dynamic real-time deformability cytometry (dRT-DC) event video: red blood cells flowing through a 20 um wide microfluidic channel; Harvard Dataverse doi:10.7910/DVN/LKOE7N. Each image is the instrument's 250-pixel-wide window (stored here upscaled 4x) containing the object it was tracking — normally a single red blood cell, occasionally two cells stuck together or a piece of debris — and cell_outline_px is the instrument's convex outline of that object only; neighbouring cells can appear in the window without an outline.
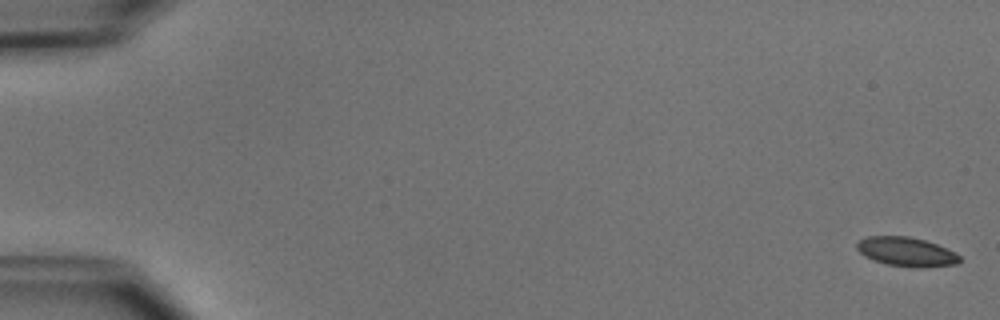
{"species": "common noctule bat (a hibernating species)", "species_latin": "Nyctalus noctula", "temperature_condition": "cold", "stored_images_in_passage": 7, "camera_frame_rate_fps": 3000, "um_per_image_px": 0.085, "animal": {"sex": "male", "body_mass_g": 15.6}, "frame": {"image": 1, "passage_image": 1, "time_ms": 0.0, "image_size_px": [1000, 320], "cell_outline_px": [[960, 260], [956, 264], [888, 264], [864, 256], [856, 248], [856, 244], [860, 240], [868, 236], [908, 236], [924, 240], [936, 244], [960, 256]], "centroid_in_image_um": [76.94, 21.32], "position_along_channel_um": 8.1, "area_um2": 16.13}}
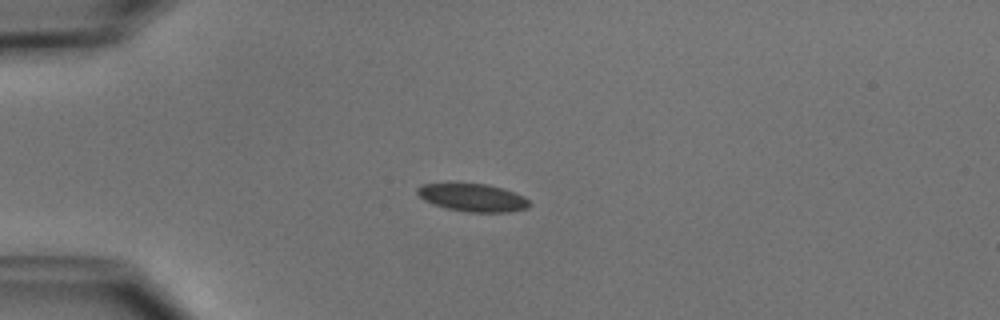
{"frame": {"image": 2, "passage_image": 4, "time_ms": 4.333, "image_size_px": [1000, 320], "cell_outline_px": [[532, 204], [528, 208], [508, 212], [468, 212], [448, 208], [432, 204], [424, 200], [416, 192], [416, 188], [420, 184], [452, 180], [488, 184], [504, 188], [524, 196]], "centroid_in_image_um": [40.12, 16.73], "position_along_channel_um": 44.9, "area_um2": 19.13}}
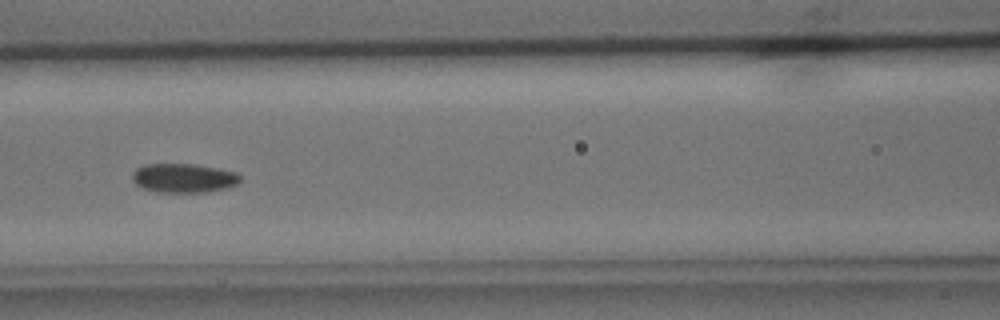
{"frame": {"image": 3, "passage_image": 7, "time_ms": 7.667, "image_size_px": [1000, 320], "cell_outline_px": [[240, 180], [236, 184], [228, 188], [208, 192], [156, 192], [144, 188], [136, 184], [132, 180], [132, 172], [136, 168], [144, 164], [192, 164], [220, 168], [236, 172], [240, 176]], "centroid_in_image_um": [15.61, 15.13], "position_along_channel_um": 151.0, "area_um2": 18.44}}